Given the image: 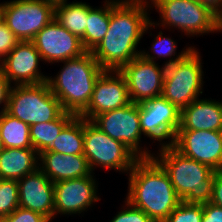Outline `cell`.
<instances>
[{"label":"cell","instance_id":"obj_1","mask_svg":"<svg viewBox=\"0 0 222 222\" xmlns=\"http://www.w3.org/2000/svg\"><path fill=\"white\" fill-rule=\"evenodd\" d=\"M149 8L148 0H111L109 29L91 51L102 69L120 70L140 55L137 47L149 30Z\"/></svg>","mask_w":222,"mask_h":222},{"label":"cell","instance_id":"obj_2","mask_svg":"<svg viewBox=\"0 0 222 222\" xmlns=\"http://www.w3.org/2000/svg\"><path fill=\"white\" fill-rule=\"evenodd\" d=\"M128 174L125 199L154 222H164L181 202L166 171L154 158H140Z\"/></svg>","mask_w":222,"mask_h":222},{"label":"cell","instance_id":"obj_3","mask_svg":"<svg viewBox=\"0 0 222 222\" xmlns=\"http://www.w3.org/2000/svg\"><path fill=\"white\" fill-rule=\"evenodd\" d=\"M62 63L56 76L47 77V84L62 109L79 116L89 105L95 82L104 69L88 51Z\"/></svg>","mask_w":222,"mask_h":222},{"label":"cell","instance_id":"obj_4","mask_svg":"<svg viewBox=\"0 0 222 222\" xmlns=\"http://www.w3.org/2000/svg\"><path fill=\"white\" fill-rule=\"evenodd\" d=\"M153 158L168 174L181 201L191 204H207L211 201L215 171L193 160L172 145L160 147Z\"/></svg>","mask_w":222,"mask_h":222},{"label":"cell","instance_id":"obj_5","mask_svg":"<svg viewBox=\"0 0 222 222\" xmlns=\"http://www.w3.org/2000/svg\"><path fill=\"white\" fill-rule=\"evenodd\" d=\"M148 4L161 17L160 22L149 21L150 29L159 25L163 29L176 28L187 37L217 33L218 16L197 0H149Z\"/></svg>","mask_w":222,"mask_h":222},{"label":"cell","instance_id":"obj_6","mask_svg":"<svg viewBox=\"0 0 222 222\" xmlns=\"http://www.w3.org/2000/svg\"><path fill=\"white\" fill-rule=\"evenodd\" d=\"M6 112L31 126L57 119L64 110L47 82L12 86Z\"/></svg>","mask_w":222,"mask_h":222},{"label":"cell","instance_id":"obj_7","mask_svg":"<svg viewBox=\"0 0 222 222\" xmlns=\"http://www.w3.org/2000/svg\"><path fill=\"white\" fill-rule=\"evenodd\" d=\"M200 55L195 47L181 60L166 66L162 96L180 110L203 93L204 72Z\"/></svg>","mask_w":222,"mask_h":222},{"label":"cell","instance_id":"obj_8","mask_svg":"<svg viewBox=\"0 0 222 222\" xmlns=\"http://www.w3.org/2000/svg\"><path fill=\"white\" fill-rule=\"evenodd\" d=\"M92 173L97 167L129 173L139 159L120 141L102 132L91 121L84 118V151Z\"/></svg>","mask_w":222,"mask_h":222},{"label":"cell","instance_id":"obj_9","mask_svg":"<svg viewBox=\"0 0 222 222\" xmlns=\"http://www.w3.org/2000/svg\"><path fill=\"white\" fill-rule=\"evenodd\" d=\"M0 17L19 41H32L54 19V6L43 0H7Z\"/></svg>","mask_w":222,"mask_h":222},{"label":"cell","instance_id":"obj_10","mask_svg":"<svg viewBox=\"0 0 222 222\" xmlns=\"http://www.w3.org/2000/svg\"><path fill=\"white\" fill-rule=\"evenodd\" d=\"M91 122L114 140L123 143L139 159L153 158L154 154H151L145 145L144 148L140 147L143 134L140 129L138 103L131 102L123 108L97 115Z\"/></svg>","mask_w":222,"mask_h":222},{"label":"cell","instance_id":"obj_11","mask_svg":"<svg viewBox=\"0 0 222 222\" xmlns=\"http://www.w3.org/2000/svg\"><path fill=\"white\" fill-rule=\"evenodd\" d=\"M180 115L181 110L162 95L139 103L141 132L153 142L159 141L160 147L172 145L180 127Z\"/></svg>","mask_w":222,"mask_h":222},{"label":"cell","instance_id":"obj_12","mask_svg":"<svg viewBox=\"0 0 222 222\" xmlns=\"http://www.w3.org/2000/svg\"><path fill=\"white\" fill-rule=\"evenodd\" d=\"M172 146L214 171L222 170V131L177 130Z\"/></svg>","mask_w":222,"mask_h":222},{"label":"cell","instance_id":"obj_13","mask_svg":"<svg viewBox=\"0 0 222 222\" xmlns=\"http://www.w3.org/2000/svg\"><path fill=\"white\" fill-rule=\"evenodd\" d=\"M165 70L166 66L141 55L124 65L119 71L126 79L130 101L139 104L162 95Z\"/></svg>","mask_w":222,"mask_h":222},{"label":"cell","instance_id":"obj_14","mask_svg":"<svg viewBox=\"0 0 222 222\" xmlns=\"http://www.w3.org/2000/svg\"><path fill=\"white\" fill-rule=\"evenodd\" d=\"M94 174L54 183V218L57 214L79 215L87 212L88 208L101 200L97 195L99 186Z\"/></svg>","mask_w":222,"mask_h":222},{"label":"cell","instance_id":"obj_15","mask_svg":"<svg viewBox=\"0 0 222 222\" xmlns=\"http://www.w3.org/2000/svg\"><path fill=\"white\" fill-rule=\"evenodd\" d=\"M129 103L124 75L119 70H104L95 82L89 105L79 116L92 121L97 115L123 108Z\"/></svg>","mask_w":222,"mask_h":222},{"label":"cell","instance_id":"obj_16","mask_svg":"<svg viewBox=\"0 0 222 222\" xmlns=\"http://www.w3.org/2000/svg\"><path fill=\"white\" fill-rule=\"evenodd\" d=\"M32 42L42 60L48 64L61 63L86 52L81 39L54 19L35 35Z\"/></svg>","mask_w":222,"mask_h":222},{"label":"cell","instance_id":"obj_17","mask_svg":"<svg viewBox=\"0 0 222 222\" xmlns=\"http://www.w3.org/2000/svg\"><path fill=\"white\" fill-rule=\"evenodd\" d=\"M41 55L32 41H19L0 62V70L13 86L35 85L47 82L40 71Z\"/></svg>","mask_w":222,"mask_h":222},{"label":"cell","instance_id":"obj_18","mask_svg":"<svg viewBox=\"0 0 222 222\" xmlns=\"http://www.w3.org/2000/svg\"><path fill=\"white\" fill-rule=\"evenodd\" d=\"M19 207L54 219V183L38 168L17 180Z\"/></svg>","mask_w":222,"mask_h":222},{"label":"cell","instance_id":"obj_19","mask_svg":"<svg viewBox=\"0 0 222 222\" xmlns=\"http://www.w3.org/2000/svg\"><path fill=\"white\" fill-rule=\"evenodd\" d=\"M39 169L53 182L89 176L92 172L84 155L44 151L39 154Z\"/></svg>","mask_w":222,"mask_h":222},{"label":"cell","instance_id":"obj_20","mask_svg":"<svg viewBox=\"0 0 222 222\" xmlns=\"http://www.w3.org/2000/svg\"><path fill=\"white\" fill-rule=\"evenodd\" d=\"M178 130L222 131V100H194L181 110Z\"/></svg>","mask_w":222,"mask_h":222},{"label":"cell","instance_id":"obj_21","mask_svg":"<svg viewBox=\"0 0 222 222\" xmlns=\"http://www.w3.org/2000/svg\"><path fill=\"white\" fill-rule=\"evenodd\" d=\"M39 168V153L33 148L0 151V179L19 180Z\"/></svg>","mask_w":222,"mask_h":222},{"label":"cell","instance_id":"obj_22","mask_svg":"<svg viewBox=\"0 0 222 222\" xmlns=\"http://www.w3.org/2000/svg\"><path fill=\"white\" fill-rule=\"evenodd\" d=\"M89 6L86 2L72 1V3L65 2L54 7V20L81 39L82 45Z\"/></svg>","mask_w":222,"mask_h":222},{"label":"cell","instance_id":"obj_23","mask_svg":"<svg viewBox=\"0 0 222 222\" xmlns=\"http://www.w3.org/2000/svg\"><path fill=\"white\" fill-rule=\"evenodd\" d=\"M104 4L99 8L88 7L86 30L83 35V48L88 52L101 42L109 29L111 0H105Z\"/></svg>","mask_w":222,"mask_h":222},{"label":"cell","instance_id":"obj_24","mask_svg":"<svg viewBox=\"0 0 222 222\" xmlns=\"http://www.w3.org/2000/svg\"><path fill=\"white\" fill-rule=\"evenodd\" d=\"M71 112L64 111L57 119L30 126V140L33 149L39 154L47 151L59 136L63 128L75 117Z\"/></svg>","mask_w":222,"mask_h":222},{"label":"cell","instance_id":"obj_25","mask_svg":"<svg viewBox=\"0 0 222 222\" xmlns=\"http://www.w3.org/2000/svg\"><path fill=\"white\" fill-rule=\"evenodd\" d=\"M60 154L83 155L84 118L75 116L60 132L53 145L47 150Z\"/></svg>","mask_w":222,"mask_h":222},{"label":"cell","instance_id":"obj_26","mask_svg":"<svg viewBox=\"0 0 222 222\" xmlns=\"http://www.w3.org/2000/svg\"><path fill=\"white\" fill-rule=\"evenodd\" d=\"M0 132L4 148H33L30 126L6 111L0 115Z\"/></svg>","mask_w":222,"mask_h":222},{"label":"cell","instance_id":"obj_27","mask_svg":"<svg viewBox=\"0 0 222 222\" xmlns=\"http://www.w3.org/2000/svg\"><path fill=\"white\" fill-rule=\"evenodd\" d=\"M193 48L194 46L185 47L183 48L184 50L182 49V51L176 55L177 42H175V40L171 39L170 37H166V35L163 36V33L160 30L153 39V43L150 49L151 54L150 51L148 52L146 50H141L140 55L146 60L152 62H156V58L168 57V61L166 60L164 61L165 63H163L164 66H167L184 58ZM152 52L154 56L152 55Z\"/></svg>","mask_w":222,"mask_h":222},{"label":"cell","instance_id":"obj_28","mask_svg":"<svg viewBox=\"0 0 222 222\" xmlns=\"http://www.w3.org/2000/svg\"><path fill=\"white\" fill-rule=\"evenodd\" d=\"M19 207L17 180L0 179V220Z\"/></svg>","mask_w":222,"mask_h":222},{"label":"cell","instance_id":"obj_29","mask_svg":"<svg viewBox=\"0 0 222 222\" xmlns=\"http://www.w3.org/2000/svg\"><path fill=\"white\" fill-rule=\"evenodd\" d=\"M202 216V204L181 201L164 222H201Z\"/></svg>","mask_w":222,"mask_h":222},{"label":"cell","instance_id":"obj_30","mask_svg":"<svg viewBox=\"0 0 222 222\" xmlns=\"http://www.w3.org/2000/svg\"><path fill=\"white\" fill-rule=\"evenodd\" d=\"M121 209L110 222H154L143 210L133 207L127 200Z\"/></svg>","mask_w":222,"mask_h":222},{"label":"cell","instance_id":"obj_31","mask_svg":"<svg viewBox=\"0 0 222 222\" xmlns=\"http://www.w3.org/2000/svg\"><path fill=\"white\" fill-rule=\"evenodd\" d=\"M0 222H52V220L39 212L18 207Z\"/></svg>","mask_w":222,"mask_h":222},{"label":"cell","instance_id":"obj_32","mask_svg":"<svg viewBox=\"0 0 222 222\" xmlns=\"http://www.w3.org/2000/svg\"><path fill=\"white\" fill-rule=\"evenodd\" d=\"M19 40L0 17V62L14 49Z\"/></svg>","mask_w":222,"mask_h":222},{"label":"cell","instance_id":"obj_33","mask_svg":"<svg viewBox=\"0 0 222 222\" xmlns=\"http://www.w3.org/2000/svg\"><path fill=\"white\" fill-rule=\"evenodd\" d=\"M201 222H222V207L212 203L203 204V216Z\"/></svg>","mask_w":222,"mask_h":222},{"label":"cell","instance_id":"obj_34","mask_svg":"<svg viewBox=\"0 0 222 222\" xmlns=\"http://www.w3.org/2000/svg\"><path fill=\"white\" fill-rule=\"evenodd\" d=\"M11 87L12 85L10 84L9 80L4 76V74L0 70V106H3L0 109V115L7 109V103Z\"/></svg>","mask_w":222,"mask_h":222},{"label":"cell","instance_id":"obj_35","mask_svg":"<svg viewBox=\"0 0 222 222\" xmlns=\"http://www.w3.org/2000/svg\"><path fill=\"white\" fill-rule=\"evenodd\" d=\"M210 203L222 207V170L215 171L213 193Z\"/></svg>","mask_w":222,"mask_h":222},{"label":"cell","instance_id":"obj_36","mask_svg":"<svg viewBox=\"0 0 222 222\" xmlns=\"http://www.w3.org/2000/svg\"><path fill=\"white\" fill-rule=\"evenodd\" d=\"M200 4L207 6L217 16L222 12V0H197Z\"/></svg>","mask_w":222,"mask_h":222},{"label":"cell","instance_id":"obj_37","mask_svg":"<svg viewBox=\"0 0 222 222\" xmlns=\"http://www.w3.org/2000/svg\"><path fill=\"white\" fill-rule=\"evenodd\" d=\"M43 1L53 5L54 7L57 5L63 4L65 2H68V0H43Z\"/></svg>","mask_w":222,"mask_h":222},{"label":"cell","instance_id":"obj_38","mask_svg":"<svg viewBox=\"0 0 222 222\" xmlns=\"http://www.w3.org/2000/svg\"><path fill=\"white\" fill-rule=\"evenodd\" d=\"M217 32H222V12L218 15Z\"/></svg>","mask_w":222,"mask_h":222},{"label":"cell","instance_id":"obj_39","mask_svg":"<svg viewBox=\"0 0 222 222\" xmlns=\"http://www.w3.org/2000/svg\"><path fill=\"white\" fill-rule=\"evenodd\" d=\"M4 149V145H3V142H2V137H1V132H0V151Z\"/></svg>","mask_w":222,"mask_h":222}]
</instances>
